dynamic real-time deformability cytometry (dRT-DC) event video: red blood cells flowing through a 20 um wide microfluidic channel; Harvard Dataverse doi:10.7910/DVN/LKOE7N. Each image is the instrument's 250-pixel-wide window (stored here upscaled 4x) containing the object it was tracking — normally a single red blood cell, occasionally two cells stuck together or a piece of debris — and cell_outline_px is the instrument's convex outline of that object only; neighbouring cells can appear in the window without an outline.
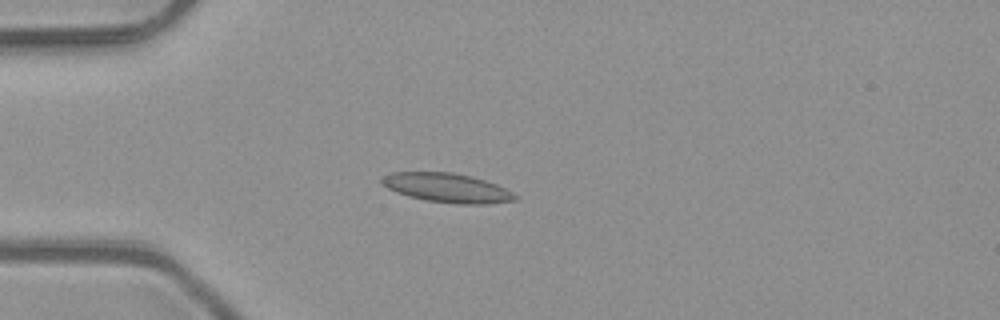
{"species": "common noctule bat (a hibernating species)", "species_latin": "Nyctalus noctula", "temperature_condition": "room temperature", "stored_images_in_passage": 39, "camera_frame_rate_fps": 3000, "um_per_image_px": 0.085, "animal": {"sex": "male", "body_mass_g": 23.1, "forearm_length_mm": 52.7}, "frame": {"image": 1, "passage_image": 2, "time_ms": 0.333, "image_size_px": [1000, 320], "cell_outline_px": [[516, 200], [488, 204], [456, 204], [428, 200], [408, 196], [396, 192], [388, 188], [380, 180], [384, 176], [392, 172], [452, 172], [472, 176], [496, 184], [512, 192], [516, 196]], "centroid_in_image_um": [38.01, 15.96], "position_along_channel_um": 47.0, "area_um2": 22.48}}
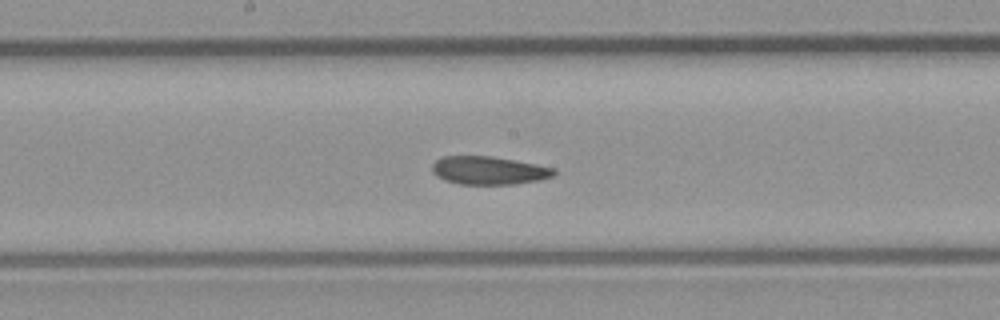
{"frame": {"image": 2, "passage_image": 15, "time_ms": 4.667, "image_size_px": [1000, 320], "cell_outline_px": [[556, 172], [552, 176], [540, 180], [516, 184], [460, 184], [444, 180], [436, 176], [432, 172], [432, 164], [436, 160], [444, 156], [492, 156], [536, 164], [556, 168]], "centroid_in_image_um": [41.54, 14.49], "position_along_channel_um": 206.7, "area_um2": 20.06}}
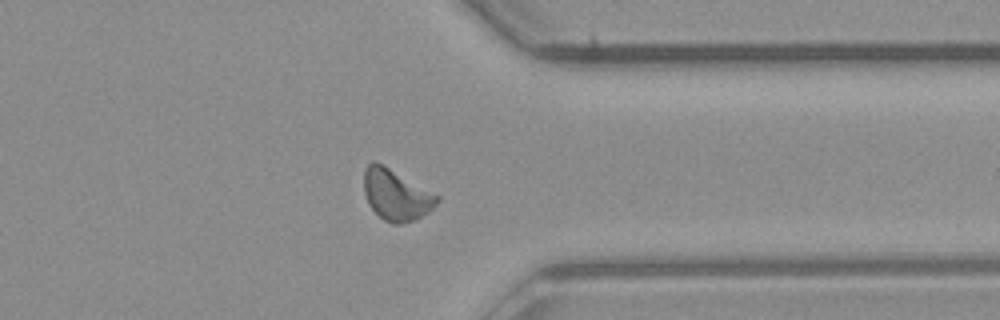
{"frame": {"image": 3, "passage_image": 28, "time_ms": 9.0, "image_size_px": [1000, 320], "cell_outline_px": [[440, 200], [428, 212], [416, 220], [400, 224], [396, 224], [384, 220], [368, 204], [364, 192], [364, 172], [368, 164], [372, 160], [376, 160], [384, 164], [440, 196]], "centroid_in_image_um": [33.67, 16.54], "position_along_channel_um": 377.7, "area_um2": 21.85}, "authors_computed_cell_mechanics": {"area_um2": 20.5768, "velocity_mm_per_s": 4.0655, "shape_relaxation_time_tau1_ms": 8.9413, "shape_relaxation_time_tau2_ms": 4.0508, "deformation_change_tau1": 0.1845, "deformation_change_tau2": 0.0918}}